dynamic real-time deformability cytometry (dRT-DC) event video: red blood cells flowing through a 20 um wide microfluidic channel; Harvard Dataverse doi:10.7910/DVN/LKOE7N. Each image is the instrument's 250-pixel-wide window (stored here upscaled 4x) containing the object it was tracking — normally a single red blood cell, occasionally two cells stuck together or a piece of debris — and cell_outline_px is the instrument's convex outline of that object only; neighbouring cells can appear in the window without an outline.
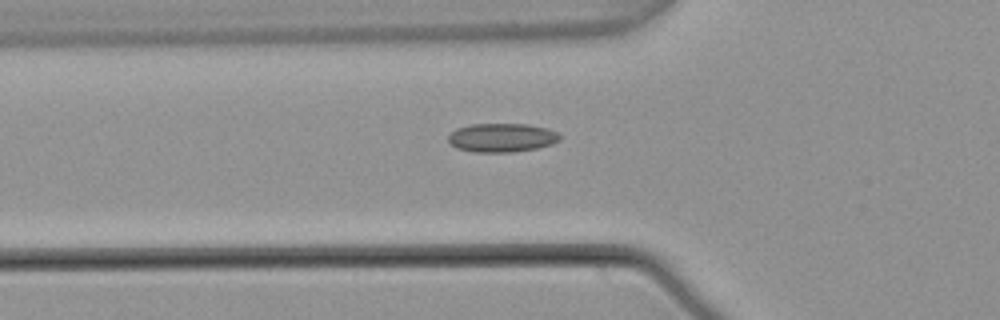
{"species": "common noctule bat (a hibernating species)", "species_latin": "Nyctalus noctula", "temperature_condition": "warm", "stored_images_in_passage": 6, "camera_frame_rate_fps": 3000, "um_per_image_px": 0.085, "animal": {"sex": "male", "body_mass_g": 21.5, "forearm_length_mm": 52.0}, "frame": {"image": 1, "passage_image": 6, "time_ms": 1.667, "image_size_px": [1000, 320], "cell_outline_px": [[560, 140], [552, 144], [536, 148], [512, 152], [472, 152], [456, 148], [448, 140], [448, 136], [456, 128], [472, 124], [528, 124], [548, 128], [556, 132], [560, 136]], "centroid_in_image_um": [42.65, 11.7], "position_along_channel_um": 83.1, "area_um2": 18.73}}